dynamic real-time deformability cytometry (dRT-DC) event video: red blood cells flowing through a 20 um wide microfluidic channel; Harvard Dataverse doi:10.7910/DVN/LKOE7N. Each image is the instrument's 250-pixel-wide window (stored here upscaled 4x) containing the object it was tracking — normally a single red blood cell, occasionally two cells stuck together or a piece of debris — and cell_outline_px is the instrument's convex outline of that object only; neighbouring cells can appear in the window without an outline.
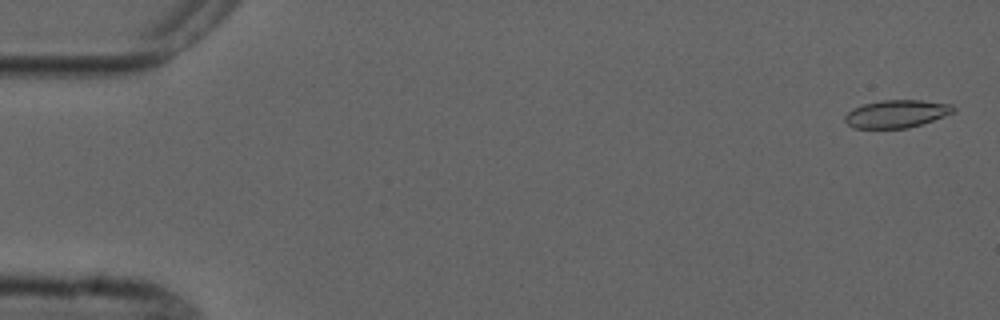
{"species": "common noctule bat (a hibernating species)", "species_latin": "Nyctalus noctula", "temperature_condition": "cold", "stored_images_in_passage": 3, "camera_frame_rate_fps": 3000, "um_per_image_px": 0.085, "animal": {"sex": "male", "forearm_length_mm": 52.5}, "frame": {"image": 1, "passage_image": 1, "time_ms": 0.0, "image_size_px": [1000, 320], "cell_outline_px": [[956, 112], [908, 128], [852, 128], [844, 120], [844, 116], [852, 108], [864, 104], [880, 100], [920, 100], [952, 104], [956, 108]], "centroid_in_image_um": [76.2, 9.67], "position_along_channel_um": 8.8, "area_um2": 17.57}}